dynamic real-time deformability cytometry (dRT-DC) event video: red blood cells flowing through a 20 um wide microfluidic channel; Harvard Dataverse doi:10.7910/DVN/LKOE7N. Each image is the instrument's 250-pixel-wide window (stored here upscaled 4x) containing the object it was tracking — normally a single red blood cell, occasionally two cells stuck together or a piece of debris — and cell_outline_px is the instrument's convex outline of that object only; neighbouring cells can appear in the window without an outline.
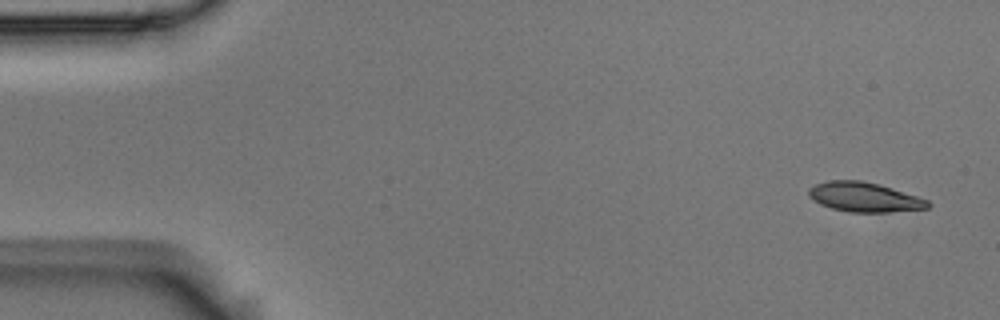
{"species": "Egyptian fruit bat (a non-hibernating species)", "species_latin": "Rousettus aegyptiacus", "temperature_condition": "room temperature", "stored_images_in_passage": 5, "camera_frame_rate_fps": 3000, "um_per_image_px": 0.085, "animal": {"sex": "male"}, "frame": {"image": 1, "passage_image": 1, "time_ms": 0.0, "image_size_px": [1000, 320], "cell_outline_px": [[932, 204], [928, 208], [888, 212], [848, 212], [832, 208], [820, 204], [808, 196], [808, 188], [816, 184], [828, 180], [860, 180], [880, 184], [928, 200]], "centroid_in_image_um": [73.45, 16.75], "position_along_channel_um": 11.5, "area_um2": 20.52}}
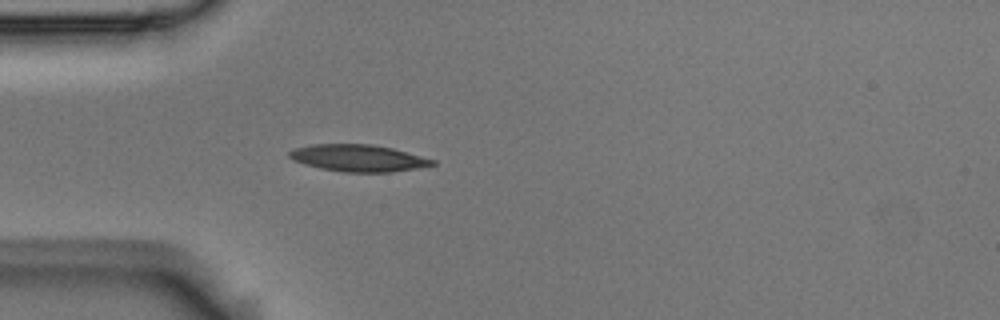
{"frame": {"image": 2, "passage_image": 5, "time_ms": 1.333, "image_size_px": [1000, 320], "cell_outline_px": [[436, 164], [416, 168], [392, 172], [344, 172], [320, 168], [304, 164], [292, 160], [288, 156], [288, 152], [296, 148], [312, 144], [372, 144], [392, 148], [436, 160]], "centroid_in_image_um": [30.44, 13.43], "position_along_channel_um": 54.6, "area_um2": 22.37}}